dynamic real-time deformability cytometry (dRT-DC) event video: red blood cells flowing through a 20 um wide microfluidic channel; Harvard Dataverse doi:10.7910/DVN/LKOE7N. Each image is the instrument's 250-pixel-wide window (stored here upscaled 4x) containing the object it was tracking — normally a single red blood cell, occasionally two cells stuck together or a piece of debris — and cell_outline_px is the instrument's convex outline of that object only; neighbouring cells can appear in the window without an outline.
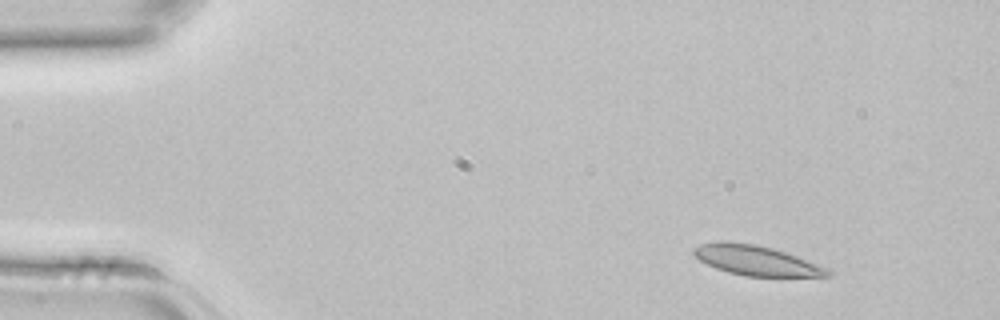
{"species": "common noctule bat (a hibernating species)", "species_latin": "Nyctalus noctula", "temperature_condition": "room temperature", "stored_images_in_passage": 3, "camera_frame_rate_fps": 3000, "um_per_image_px": 0.085, "animal": {"sex": "female", "body_mass_g": 22.7, "forearm_length_mm": 54.2}, "frame": {"image": 1, "passage_image": 1, "time_ms": 0.0, "image_size_px": [1000, 320], "cell_outline_px": [[832, 276], [744, 276], [728, 272], [716, 268], [700, 260], [692, 252], [692, 248], [700, 244], [724, 240], [756, 244], [772, 248], [796, 256], [828, 268], [832, 272]], "centroid_in_image_um": [64.25, 22.12], "position_along_channel_um": 20.7, "area_um2": 23.24}}
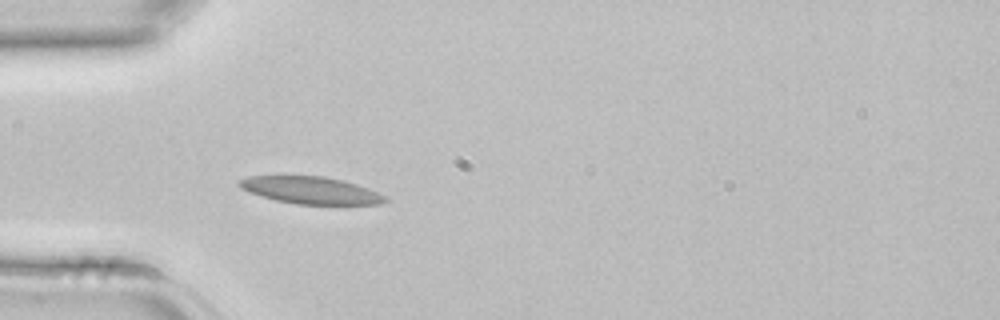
{"frame": {"image": 2, "passage_image": 3, "time_ms": 0.667, "image_size_px": [1000, 320], "cell_outline_px": [[388, 200], [380, 204], [344, 208], [296, 204], [276, 200], [260, 196], [248, 192], [240, 188], [236, 184], [236, 180], [248, 176], [324, 176], [344, 180], [368, 188], [388, 196]], "centroid_in_image_um": [26.51, 16.23], "position_along_channel_um": 58.5, "area_um2": 24.51}}